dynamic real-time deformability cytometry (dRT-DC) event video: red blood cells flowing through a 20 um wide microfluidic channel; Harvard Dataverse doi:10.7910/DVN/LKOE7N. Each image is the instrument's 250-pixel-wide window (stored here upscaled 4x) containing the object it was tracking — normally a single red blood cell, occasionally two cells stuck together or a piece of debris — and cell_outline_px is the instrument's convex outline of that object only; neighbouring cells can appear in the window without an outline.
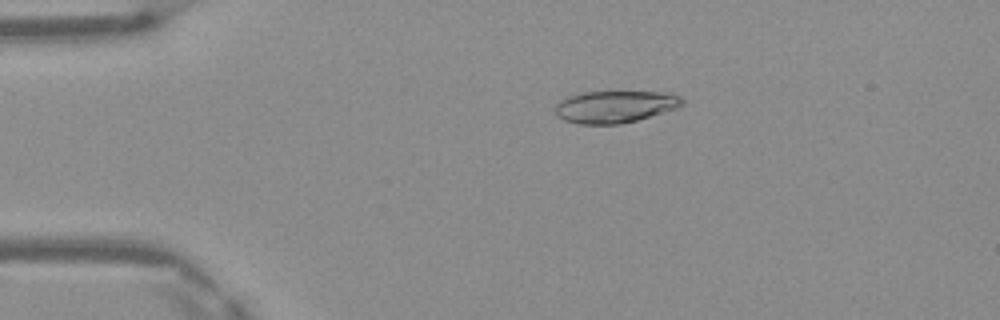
{"species": "Egyptian fruit bat (a non-hibernating species)", "species_latin": "Rousettus aegyptiacus", "temperature_condition": "warm", "stored_images_in_passage": 49, "camera_frame_rate_fps": 3000, "um_per_image_px": 0.085, "frame": {"image": 1, "passage_image": 10, "time_ms": 3.0, "image_size_px": [1000, 320], "cell_outline_px": [[684, 104], [676, 108], [636, 120], [620, 124], [580, 124], [564, 120], [556, 116], [556, 104], [560, 100], [568, 96], [580, 92], [668, 92], [680, 96], [684, 100]], "centroid_in_image_um": [52.26, 9.06], "position_along_channel_um": 32.7, "area_um2": 23.7}}
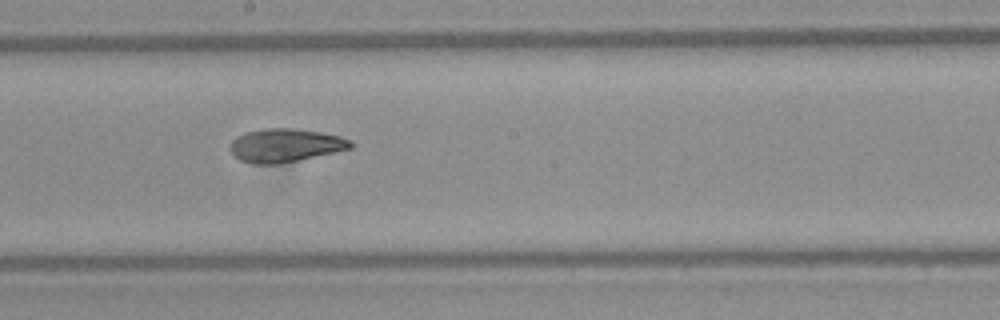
{"frame": {"image": 2, "passage_image": 27, "time_ms": 8.667, "image_size_px": [1000, 320], "cell_outline_px": [[356, 144], [352, 148], [296, 160], [276, 164], [252, 164], [240, 160], [232, 152], [232, 140], [236, 136], [244, 132], [264, 128], [292, 128], [340, 136], [352, 140]], "centroid_in_image_um": [24.25, 12.34], "position_along_channel_um": 223.9, "area_um2": 23.18}}
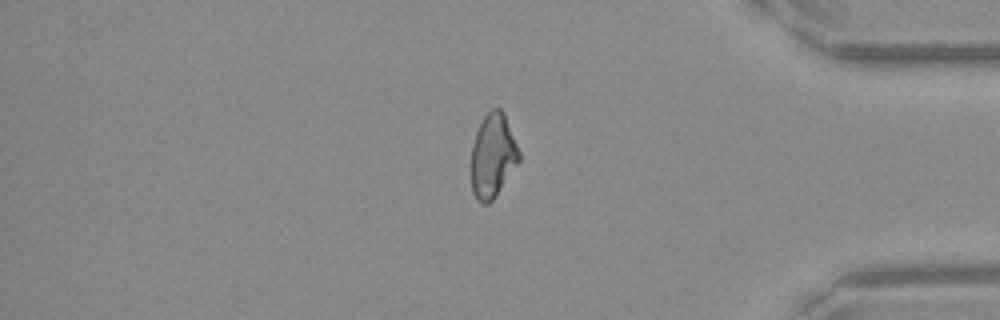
{"frame": {"image": 3, "passage_image": 41, "time_ms": 13.333, "image_size_px": [1000, 320], "cell_outline_px": [[520, 160], [496, 196], [488, 204], [484, 204], [476, 200], [472, 192], [472, 144], [476, 132], [484, 116], [492, 108], [500, 108], [504, 112], [520, 152]], "centroid_in_image_um": [41.89, 13.24], "position_along_channel_um": 393.3, "area_um2": 23.35}, "authors_computed_cell_mechanics": {"area_um2": 24.0448, "velocity_mm_per_s": 4.1794, "shape_relaxation_time_tau1_ms": null, "shape_relaxation_time_tau2_ms": 1.7118, "deformation_change_tau1": null, "deformation_change_tau2": 0.0769}}